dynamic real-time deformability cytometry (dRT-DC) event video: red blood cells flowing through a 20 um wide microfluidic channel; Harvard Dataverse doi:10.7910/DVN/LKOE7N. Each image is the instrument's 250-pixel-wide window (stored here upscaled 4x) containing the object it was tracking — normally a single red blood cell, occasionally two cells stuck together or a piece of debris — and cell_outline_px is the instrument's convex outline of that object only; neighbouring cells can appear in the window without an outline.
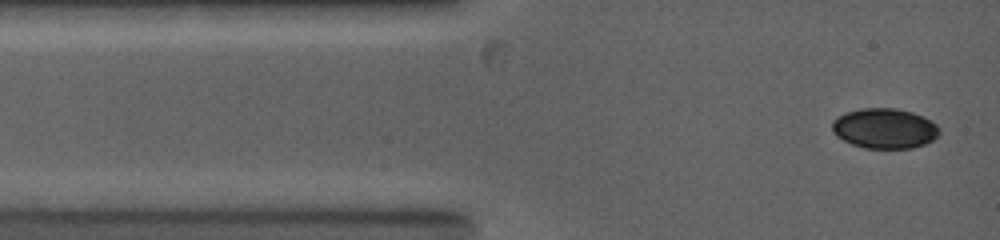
{"species": "common noctule bat (a hibernating species)", "species_latin": "Nyctalus noctula", "temperature_condition": "warm", "stored_images_in_passage": 37, "camera_frame_rate_fps": 5000, "um_per_image_px": 0.085, "animal": {"sex": "female", "body_mass_g": 19.0, "forearm_length_mm": 53.3}, "frame": {"image": 1, "passage_image": 1, "time_ms": 0.0, "image_size_px": [1000, 240], "cell_outline_px": [[940, 132], [932, 140], [924, 144], [912, 148], [864, 148], [852, 144], [836, 136], [832, 132], [832, 120], [836, 116], [844, 112], [860, 108], [896, 108], [912, 112], [924, 116], [932, 120], [940, 128]], "centroid_in_image_um": [75.17, 10.9], "position_along_channel_um": 9.8, "area_um2": 25.37}}
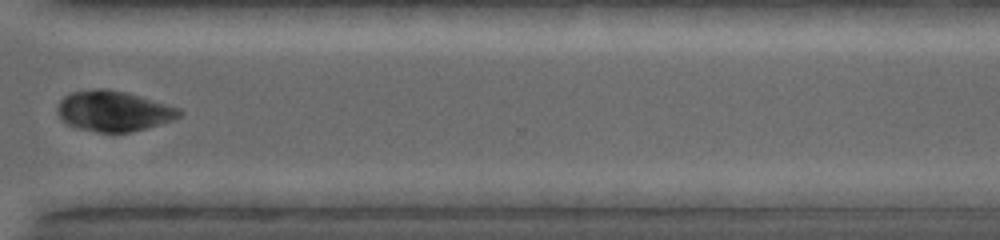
{"frame": {"image": 2, "passage_image": 27, "time_ms": 9.8, "image_size_px": [1000, 240], "cell_outline_px": [[184, 112], [180, 116], [172, 120], [144, 128], [128, 132], [96, 132], [80, 128], [68, 124], [60, 116], [56, 108], [60, 100], [64, 96], [72, 92], [96, 88], [108, 88], [140, 96], [180, 108]], "centroid_in_image_um": [9.65, 9.42], "position_along_channel_um": 360.9, "area_um2": 28.44}}
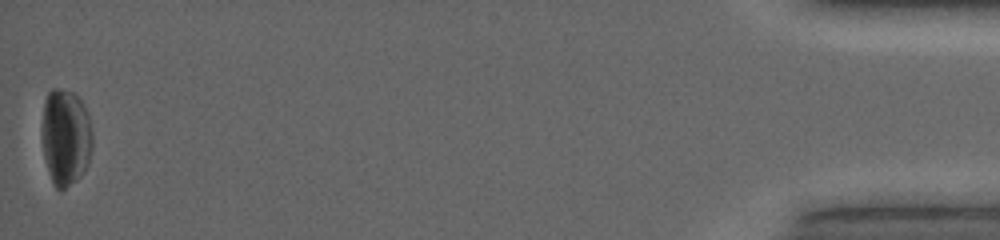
{"frame": {"image": 3, "passage_image": 37, "time_ms": 15.2, "image_size_px": [1000, 240], "cell_outline_px": [[92, 148], [88, 164], [80, 176], [76, 180], [60, 192], [56, 188], [48, 172], [44, 156], [40, 136], [40, 124], [44, 100], [48, 92], [52, 88], [60, 88], [72, 92], [84, 104], [88, 112], [92, 132]], "centroid_in_image_um": [5.55, 11.63], "position_along_channel_um": 429.7, "area_um2": 29.19}, "authors_computed_cell_mechanics": {"area_um2": 27.8596, "velocity_mm_per_s": 4.0148, "shape_relaxation_time_tau1_ms": 2.2962, "shape_relaxation_time_tau2_ms": 4.9559, "deformation_change_tau1": 0.0607, "deformation_change_tau2": 0.0651}}